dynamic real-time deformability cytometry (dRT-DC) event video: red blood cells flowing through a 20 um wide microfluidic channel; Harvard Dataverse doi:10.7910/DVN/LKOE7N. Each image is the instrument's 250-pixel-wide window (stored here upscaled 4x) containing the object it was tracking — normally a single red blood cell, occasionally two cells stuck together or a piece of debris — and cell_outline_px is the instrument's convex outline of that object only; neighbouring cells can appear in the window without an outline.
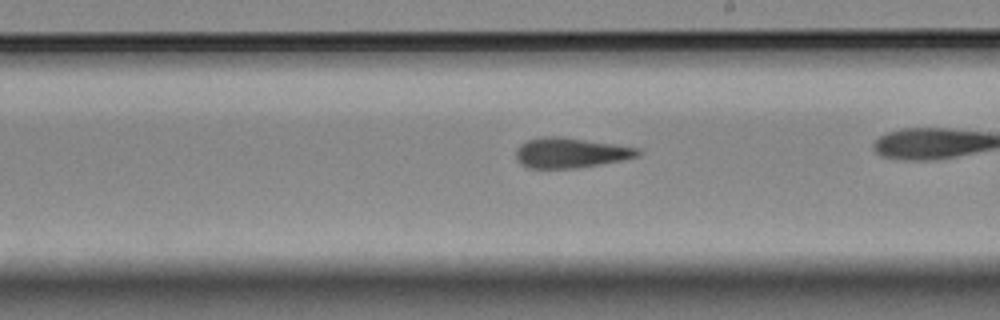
{"species": "Egyptian fruit bat (a non-hibernating species)", "species_latin": "Rousettus aegyptiacus", "temperature_condition": "room temperature", "stored_images_in_passage": 30, "camera_frame_rate_fps": 3000, "um_per_image_px": 0.085, "animal": {"sex": "female"}, "frame": {"image": 1, "passage_image": 18, "time_ms": 5.667, "image_size_px": [1000, 320], "cell_outline_px": [[640, 156], [600, 164], [572, 168], [528, 168], [520, 164], [516, 160], [516, 148], [520, 144], [528, 140], [544, 136], [564, 136], [616, 144], [640, 148]], "centroid_in_image_um": [48.48, 12.97], "position_along_channel_um": 240.5, "area_um2": 21.56}}